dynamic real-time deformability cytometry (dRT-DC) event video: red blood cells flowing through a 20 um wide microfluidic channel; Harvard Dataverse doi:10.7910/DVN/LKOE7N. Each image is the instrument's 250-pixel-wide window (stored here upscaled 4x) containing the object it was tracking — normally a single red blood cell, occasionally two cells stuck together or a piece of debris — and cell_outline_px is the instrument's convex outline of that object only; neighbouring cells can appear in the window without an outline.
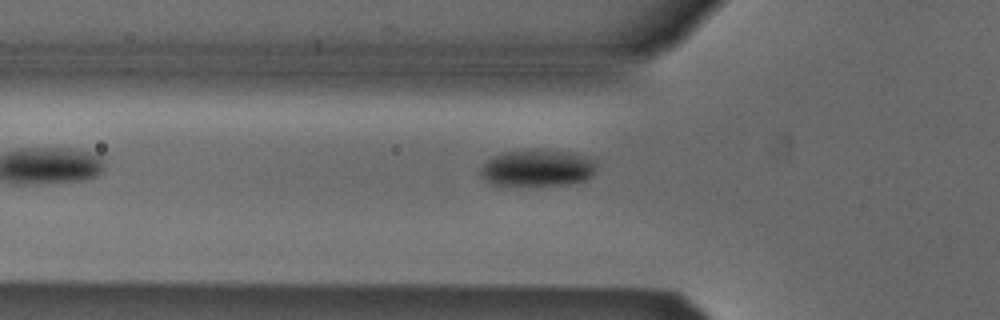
{"species": "Egyptian fruit bat (a non-hibernating species)", "species_latin": "Rousettus aegyptiacus", "temperature_condition": "cold", "stored_images_in_passage": 22, "camera_frame_rate_fps": 3000, "um_per_image_px": 0.085, "animal": {"sex": "male"}, "frame": {"image": 1, "passage_image": 2, "time_ms": 0.333, "image_size_px": [1000, 320], "cell_outline_px": [[600, 164], [596, 172], [588, 180], [568, 184], [492, 184], [484, 180], [480, 176], [480, 168], [492, 156], [504, 152], [532, 148], [536, 148], [572, 152], [596, 160]], "centroid_in_image_um": [45.75, 14.24], "position_along_channel_um": 80.1, "area_um2": 25.26}}
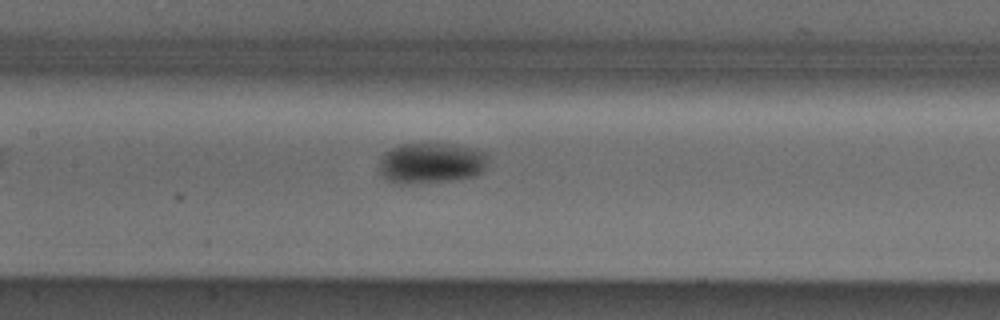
{"frame": {"image": 2, "passage_image": 9, "time_ms": 2.667, "image_size_px": [1000, 320], "cell_outline_px": [[488, 164], [484, 172], [476, 176], [456, 180], [408, 184], [400, 184], [388, 180], [380, 172], [380, 160], [384, 152], [400, 144], [452, 144], [472, 148], [484, 152], [488, 156]], "centroid_in_image_um": [36.69, 13.87], "position_along_channel_um": 170.7, "area_um2": 26.07}}
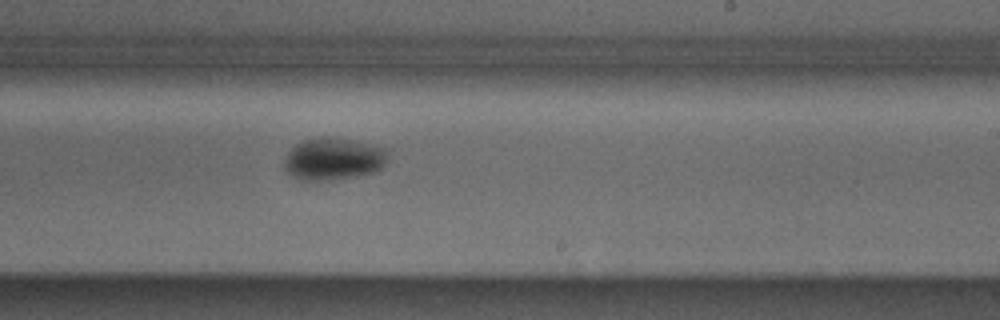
{"frame": {"image": 3, "passage_image": 16, "time_ms": 5.0, "image_size_px": [1000, 320], "cell_outline_px": [[388, 160], [376, 172], [356, 176], [328, 180], [300, 180], [292, 176], [284, 168], [284, 160], [288, 152], [296, 144], [304, 140], [320, 136], [332, 136], [388, 148]], "centroid_in_image_um": [28.35, 13.5], "position_along_channel_um": 260.6, "area_um2": 25.72}}